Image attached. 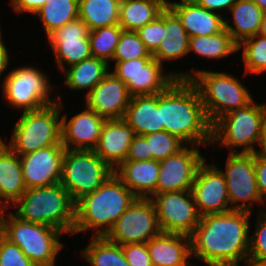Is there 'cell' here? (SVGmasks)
Instances as JSON below:
<instances>
[{
	"label": "cell",
	"instance_id": "6da1fadb",
	"mask_svg": "<svg viewBox=\"0 0 266 266\" xmlns=\"http://www.w3.org/2000/svg\"><path fill=\"white\" fill-rule=\"evenodd\" d=\"M251 212L232 210L200 218L190 235L192 256L208 266H236L249 256Z\"/></svg>",
	"mask_w": 266,
	"mask_h": 266
},
{
	"label": "cell",
	"instance_id": "7a4b0ae2",
	"mask_svg": "<svg viewBox=\"0 0 266 266\" xmlns=\"http://www.w3.org/2000/svg\"><path fill=\"white\" fill-rule=\"evenodd\" d=\"M161 124L164 131L190 145L212 143V125L209 122L200 93L190 80L176 79L158 94Z\"/></svg>",
	"mask_w": 266,
	"mask_h": 266
},
{
	"label": "cell",
	"instance_id": "3957f363",
	"mask_svg": "<svg viewBox=\"0 0 266 266\" xmlns=\"http://www.w3.org/2000/svg\"><path fill=\"white\" fill-rule=\"evenodd\" d=\"M137 197L113 173L96 191L75 204L73 235L95 228L94 236H105ZM101 228V230H98Z\"/></svg>",
	"mask_w": 266,
	"mask_h": 266
},
{
	"label": "cell",
	"instance_id": "277c9868",
	"mask_svg": "<svg viewBox=\"0 0 266 266\" xmlns=\"http://www.w3.org/2000/svg\"><path fill=\"white\" fill-rule=\"evenodd\" d=\"M20 219L45 224L73 235L75 203L69 192L60 184L26 189L15 203Z\"/></svg>",
	"mask_w": 266,
	"mask_h": 266
},
{
	"label": "cell",
	"instance_id": "5b68a950",
	"mask_svg": "<svg viewBox=\"0 0 266 266\" xmlns=\"http://www.w3.org/2000/svg\"><path fill=\"white\" fill-rule=\"evenodd\" d=\"M177 79L190 80L197 87L211 125L253 100L244 85L227 73L196 70L194 74L177 73Z\"/></svg>",
	"mask_w": 266,
	"mask_h": 266
},
{
	"label": "cell",
	"instance_id": "8992f818",
	"mask_svg": "<svg viewBox=\"0 0 266 266\" xmlns=\"http://www.w3.org/2000/svg\"><path fill=\"white\" fill-rule=\"evenodd\" d=\"M61 101L35 111H25L14 125L7 145L13 152L25 155L61 143Z\"/></svg>",
	"mask_w": 266,
	"mask_h": 266
},
{
	"label": "cell",
	"instance_id": "52a82bcc",
	"mask_svg": "<svg viewBox=\"0 0 266 266\" xmlns=\"http://www.w3.org/2000/svg\"><path fill=\"white\" fill-rule=\"evenodd\" d=\"M61 233L64 234L58 228L22 220L14 213L4 218L3 236L17 244L37 266H55V258L63 246L59 241Z\"/></svg>",
	"mask_w": 266,
	"mask_h": 266
},
{
	"label": "cell",
	"instance_id": "ba28073f",
	"mask_svg": "<svg viewBox=\"0 0 266 266\" xmlns=\"http://www.w3.org/2000/svg\"><path fill=\"white\" fill-rule=\"evenodd\" d=\"M113 173L94 150L65 149L60 184L76 204L96 191Z\"/></svg>",
	"mask_w": 266,
	"mask_h": 266
},
{
	"label": "cell",
	"instance_id": "9c48e42d",
	"mask_svg": "<svg viewBox=\"0 0 266 266\" xmlns=\"http://www.w3.org/2000/svg\"><path fill=\"white\" fill-rule=\"evenodd\" d=\"M266 104L257 105L253 100L245 107L220 117L212 125V143L225 147H243L240 153H255L253 144L261 136V124Z\"/></svg>",
	"mask_w": 266,
	"mask_h": 266
},
{
	"label": "cell",
	"instance_id": "30bf717a",
	"mask_svg": "<svg viewBox=\"0 0 266 266\" xmlns=\"http://www.w3.org/2000/svg\"><path fill=\"white\" fill-rule=\"evenodd\" d=\"M45 74L33 67L15 68L4 79V98L14 108L35 111L57 101L49 98L51 87Z\"/></svg>",
	"mask_w": 266,
	"mask_h": 266
},
{
	"label": "cell",
	"instance_id": "8fae6325",
	"mask_svg": "<svg viewBox=\"0 0 266 266\" xmlns=\"http://www.w3.org/2000/svg\"><path fill=\"white\" fill-rule=\"evenodd\" d=\"M223 174L233 210L252 212L253 202L263 203L260 197L255 171V153H229ZM237 203V205H236ZM240 203V204H238Z\"/></svg>",
	"mask_w": 266,
	"mask_h": 266
},
{
	"label": "cell",
	"instance_id": "7c38bea8",
	"mask_svg": "<svg viewBox=\"0 0 266 266\" xmlns=\"http://www.w3.org/2000/svg\"><path fill=\"white\" fill-rule=\"evenodd\" d=\"M161 232L150 198H137L104 236L112 243H147Z\"/></svg>",
	"mask_w": 266,
	"mask_h": 266
},
{
	"label": "cell",
	"instance_id": "4fadbf2b",
	"mask_svg": "<svg viewBox=\"0 0 266 266\" xmlns=\"http://www.w3.org/2000/svg\"><path fill=\"white\" fill-rule=\"evenodd\" d=\"M150 199L161 232L190 236L200 222L191 190L157 193Z\"/></svg>",
	"mask_w": 266,
	"mask_h": 266
},
{
	"label": "cell",
	"instance_id": "5bb4252c",
	"mask_svg": "<svg viewBox=\"0 0 266 266\" xmlns=\"http://www.w3.org/2000/svg\"><path fill=\"white\" fill-rule=\"evenodd\" d=\"M162 65L153 57H142L116 62L112 73L127 85L131 96L155 95L177 79V73L163 74Z\"/></svg>",
	"mask_w": 266,
	"mask_h": 266
},
{
	"label": "cell",
	"instance_id": "9a60e30c",
	"mask_svg": "<svg viewBox=\"0 0 266 266\" xmlns=\"http://www.w3.org/2000/svg\"><path fill=\"white\" fill-rule=\"evenodd\" d=\"M191 192L201 217L233 210V207L229 206L225 178L214 164L206 165L204 161L198 167Z\"/></svg>",
	"mask_w": 266,
	"mask_h": 266
},
{
	"label": "cell",
	"instance_id": "2e32d148",
	"mask_svg": "<svg viewBox=\"0 0 266 266\" xmlns=\"http://www.w3.org/2000/svg\"><path fill=\"white\" fill-rule=\"evenodd\" d=\"M159 161L157 193L191 190L198 167L206 161L196 145Z\"/></svg>",
	"mask_w": 266,
	"mask_h": 266
},
{
	"label": "cell",
	"instance_id": "e0dca14e",
	"mask_svg": "<svg viewBox=\"0 0 266 266\" xmlns=\"http://www.w3.org/2000/svg\"><path fill=\"white\" fill-rule=\"evenodd\" d=\"M89 32L88 26L77 18L48 37L59 69H65V64L68 68L92 57Z\"/></svg>",
	"mask_w": 266,
	"mask_h": 266
},
{
	"label": "cell",
	"instance_id": "ac0fdd59",
	"mask_svg": "<svg viewBox=\"0 0 266 266\" xmlns=\"http://www.w3.org/2000/svg\"><path fill=\"white\" fill-rule=\"evenodd\" d=\"M64 154L63 145H52L20 155L26 189L60 183Z\"/></svg>",
	"mask_w": 266,
	"mask_h": 266
},
{
	"label": "cell",
	"instance_id": "d6986e66",
	"mask_svg": "<svg viewBox=\"0 0 266 266\" xmlns=\"http://www.w3.org/2000/svg\"><path fill=\"white\" fill-rule=\"evenodd\" d=\"M131 97L127 85L109 72L86 94V107L106 120L124 119Z\"/></svg>",
	"mask_w": 266,
	"mask_h": 266
},
{
	"label": "cell",
	"instance_id": "ffe728a7",
	"mask_svg": "<svg viewBox=\"0 0 266 266\" xmlns=\"http://www.w3.org/2000/svg\"><path fill=\"white\" fill-rule=\"evenodd\" d=\"M105 118L86 108L75 114L68 122L61 118V143L69 150H94L98 144ZM75 147L71 148L72 145Z\"/></svg>",
	"mask_w": 266,
	"mask_h": 266
},
{
	"label": "cell",
	"instance_id": "44dd1931",
	"mask_svg": "<svg viewBox=\"0 0 266 266\" xmlns=\"http://www.w3.org/2000/svg\"><path fill=\"white\" fill-rule=\"evenodd\" d=\"M136 133L124 119L105 120L94 151L113 170L126 160Z\"/></svg>",
	"mask_w": 266,
	"mask_h": 266
},
{
	"label": "cell",
	"instance_id": "7402d4cb",
	"mask_svg": "<svg viewBox=\"0 0 266 266\" xmlns=\"http://www.w3.org/2000/svg\"><path fill=\"white\" fill-rule=\"evenodd\" d=\"M167 6L178 16L189 38L215 35L225 29V19L219 13L203 8L194 0L168 1Z\"/></svg>",
	"mask_w": 266,
	"mask_h": 266
},
{
	"label": "cell",
	"instance_id": "603a6c76",
	"mask_svg": "<svg viewBox=\"0 0 266 266\" xmlns=\"http://www.w3.org/2000/svg\"><path fill=\"white\" fill-rule=\"evenodd\" d=\"M159 171L158 160H125L114 174L137 198H151L157 194Z\"/></svg>",
	"mask_w": 266,
	"mask_h": 266
},
{
	"label": "cell",
	"instance_id": "cb8c5ba5",
	"mask_svg": "<svg viewBox=\"0 0 266 266\" xmlns=\"http://www.w3.org/2000/svg\"><path fill=\"white\" fill-rule=\"evenodd\" d=\"M147 247L153 266H187L192 257L190 236L183 234L160 232Z\"/></svg>",
	"mask_w": 266,
	"mask_h": 266
},
{
	"label": "cell",
	"instance_id": "d4e9b609",
	"mask_svg": "<svg viewBox=\"0 0 266 266\" xmlns=\"http://www.w3.org/2000/svg\"><path fill=\"white\" fill-rule=\"evenodd\" d=\"M124 120L134 129L136 135H149L164 131L161 124V108L158 94L132 96Z\"/></svg>",
	"mask_w": 266,
	"mask_h": 266
},
{
	"label": "cell",
	"instance_id": "484cf974",
	"mask_svg": "<svg viewBox=\"0 0 266 266\" xmlns=\"http://www.w3.org/2000/svg\"><path fill=\"white\" fill-rule=\"evenodd\" d=\"M25 191L20 156L0 137V201L9 207L8 204H15Z\"/></svg>",
	"mask_w": 266,
	"mask_h": 266
},
{
	"label": "cell",
	"instance_id": "4316f807",
	"mask_svg": "<svg viewBox=\"0 0 266 266\" xmlns=\"http://www.w3.org/2000/svg\"><path fill=\"white\" fill-rule=\"evenodd\" d=\"M165 38L152 54L160 64L165 60H175L188 54L189 36L178 16L167 6L165 8Z\"/></svg>",
	"mask_w": 266,
	"mask_h": 266
},
{
	"label": "cell",
	"instance_id": "83f0119b",
	"mask_svg": "<svg viewBox=\"0 0 266 266\" xmlns=\"http://www.w3.org/2000/svg\"><path fill=\"white\" fill-rule=\"evenodd\" d=\"M230 10L235 28L225 20V29L238 45L259 33L264 12L252 0H237Z\"/></svg>",
	"mask_w": 266,
	"mask_h": 266
},
{
	"label": "cell",
	"instance_id": "f1b7e54d",
	"mask_svg": "<svg viewBox=\"0 0 266 266\" xmlns=\"http://www.w3.org/2000/svg\"><path fill=\"white\" fill-rule=\"evenodd\" d=\"M168 0H121L119 25L123 30L137 31L154 21L167 7Z\"/></svg>",
	"mask_w": 266,
	"mask_h": 266
},
{
	"label": "cell",
	"instance_id": "f546056e",
	"mask_svg": "<svg viewBox=\"0 0 266 266\" xmlns=\"http://www.w3.org/2000/svg\"><path fill=\"white\" fill-rule=\"evenodd\" d=\"M121 0H79L78 18L94 30L119 25Z\"/></svg>",
	"mask_w": 266,
	"mask_h": 266
},
{
	"label": "cell",
	"instance_id": "4dcf8cb0",
	"mask_svg": "<svg viewBox=\"0 0 266 266\" xmlns=\"http://www.w3.org/2000/svg\"><path fill=\"white\" fill-rule=\"evenodd\" d=\"M108 67L105 60L90 57L65 69L64 83L70 90L89 89L90 92L109 73Z\"/></svg>",
	"mask_w": 266,
	"mask_h": 266
},
{
	"label": "cell",
	"instance_id": "1f68e13d",
	"mask_svg": "<svg viewBox=\"0 0 266 266\" xmlns=\"http://www.w3.org/2000/svg\"><path fill=\"white\" fill-rule=\"evenodd\" d=\"M79 0H47L35 13L40 17L47 38L69 22L78 18Z\"/></svg>",
	"mask_w": 266,
	"mask_h": 266
},
{
	"label": "cell",
	"instance_id": "d6a6232c",
	"mask_svg": "<svg viewBox=\"0 0 266 266\" xmlns=\"http://www.w3.org/2000/svg\"><path fill=\"white\" fill-rule=\"evenodd\" d=\"M239 45L226 29L215 35L189 38L188 52L207 58H223L239 50Z\"/></svg>",
	"mask_w": 266,
	"mask_h": 266
},
{
	"label": "cell",
	"instance_id": "836d02e7",
	"mask_svg": "<svg viewBox=\"0 0 266 266\" xmlns=\"http://www.w3.org/2000/svg\"><path fill=\"white\" fill-rule=\"evenodd\" d=\"M92 239L82 251V257L92 266H129L121 245L110 242L104 236H93Z\"/></svg>",
	"mask_w": 266,
	"mask_h": 266
},
{
	"label": "cell",
	"instance_id": "e575fe53",
	"mask_svg": "<svg viewBox=\"0 0 266 266\" xmlns=\"http://www.w3.org/2000/svg\"><path fill=\"white\" fill-rule=\"evenodd\" d=\"M123 28L120 25L103 27L89 32L92 57L109 63L113 59Z\"/></svg>",
	"mask_w": 266,
	"mask_h": 266
},
{
	"label": "cell",
	"instance_id": "d590c367",
	"mask_svg": "<svg viewBox=\"0 0 266 266\" xmlns=\"http://www.w3.org/2000/svg\"><path fill=\"white\" fill-rule=\"evenodd\" d=\"M239 50L243 48V61L246 72L262 74L266 71V37L255 35L244 40L239 45Z\"/></svg>",
	"mask_w": 266,
	"mask_h": 266
},
{
	"label": "cell",
	"instance_id": "8d00e7d4",
	"mask_svg": "<svg viewBox=\"0 0 266 266\" xmlns=\"http://www.w3.org/2000/svg\"><path fill=\"white\" fill-rule=\"evenodd\" d=\"M152 57L136 31L123 30L112 61L125 62L132 59Z\"/></svg>",
	"mask_w": 266,
	"mask_h": 266
},
{
	"label": "cell",
	"instance_id": "74e56055",
	"mask_svg": "<svg viewBox=\"0 0 266 266\" xmlns=\"http://www.w3.org/2000/svg\"><path fill=\"white\" fill-rule=\"evenodd\" d=\"M144 137L148 142L149 153H152L153 160L161 161L166 159L185 147L181 140L167 131H159L144 135Z\"/></svg>",
	"mask_w": 266,
	"mask_h": 266
},
{
	"label": "cell",
	"instance_id": "f35d334b",
	"mask_svg": "<svg viewBox=\"0 0 266 266\" xmlns=\"http://www.w3.org/2000/svg\"><path fill=\"white\" fill-rule=\"evenodd\" d=\"M136 32L146 49L153 54L159 47L161 40L165 38V9L154 21L144 25Z\"/></svg>",
	"mask_w": 266,
	"mask_h": 266
},
{
	"label": "cell",
	"instance_id": "ab89813d",
	"mask_svg": "<svg viewBox=\"0 0 266 266\" xmlns=\"http://www.w3.org/2000/svg\"><path fill=\"white\" fill-rule=\"evenodd\" d=\"M258 216L254 234L249 237L248 259L254 262L266 263V212L261 211Z\"/></svg>",
	"mask_w": 266,
	"mask_h": 266
},
{
	"label": "cell",
	"instance_id": "60d3db41",
	"mask_svg": "<svg viewBox=\"0 0 266 266\" xmlns=\"http://www.w3.org/2000/svg\"><path fill=\"white\" fill-rule=\"evenodd\" d=\"M0 266H37L17 244L10 242L4 236L0 237Z\"/></svg>",
	"mask_w": 266,
	"mask_h": 266
},
{
	"label": "cell",
	"instance_id": "b9f144b4",
	"mask_svg": "<svg viewBox=\"0 0 266 266\" xmlns=\"http://www.w3.org/2000/svg\"><path fill=\"white\" fill-rule=\"evenodd\" d=\"M121 247L129 266H153L147 243H127Z\"/></svg>",
	"mask_w": 266,
	"mask_h": 266
},
{
	"label": "cell",
	"instance_id": "7bdbcfd3",
	"mask_svg": "<svg viewBox=\"0 0 266 266\" xmlns=\"http://www.w3.org/2000/svg\"><path fill=\"white\" fill-rule=\"evenodd\" d=\"M126 160H152V153H149L148 142L144 136L136 135L134 137Z\"/></svg>",
	"mask_w": 266,
	"mask_h": 266
},
{
	"label": "cell",
	"instance_id": "ee69618b",
	"mask_svg": "<svg viewBox=\"0 0 266 266\" xmlns=\"http://www.w3.org/2000/svg\"><path fill=\"white\" fill-rule=\"evenodd\" d=\"M255 171L260 197L263 200V205L266 200V156L255 153Z\"/></svg>",
	"mask_w": 266,
	"mask_h": 266
},
{
	"label": "cell",
	"instance_id": "f6af8a7d",
	"mask_svg": "<svg viewBox=\"0 0 266 266\" xmlns=\"http://www.w3.org/2000/svg\"><path fill=\"white\" fill-rule=\"evenodd\" d=\"M47 0H11V6L18 13H35L46 3Z\"/></svg>",
	"mask_w": 266,
	"mask_h": 266
},
{
	"label": "cell",
	"instance_id": "bcb514c9",
	"mask_svg": "<svg viewBox=\"0 0 266 266\" xmlns=\"http://www.w3.org/2000/svg\"><path fill=\"white\" fill-rule=\"evenodd\" d=\"M203 8L215 12L226 8H230L237 2V0H194Z\"/></svg>",
	"mask_w": 266,
	"mask_h": 266
},
{
	"label": "cell",
	"instance_id": "7dc6e473",
	"mask_svg": "<svg viewBox=\"0 0 266 266\" xmlns=\"http://www.w3.org/2000/svg\"><path fill=\"white\" fill-rule=\"evenodd\" d=\"M259 145L261 146V149L256 150L255 153H259L266 156V105L264 106Z\"/></svg>",
	"mask_w": 266,
	"mask_h": 266
},
{
	"label": "cell",
	"instance_id": "c3c4849f",
	"mask_svg": "<svg viewBox=\"0 0 266 266\" xmlns=\"http://www.w3.org/2000/svg\"><path fill=\"white\" fill-rule=\"evenodd\" d=\"M8 51L4 45L3 40H0V78L2 73L6 70L9 63Z\"/></svg>",
	"mask_w": 266,
	"mask_h": 266
},
{
	"label": "cell",
	"instance_id": "681fc988",
	"mask_svg": "<svg viewBox=\"0 0 266 266\" xmlns=\"http://www.w3.org/2000/svg\"><path fill=\"white\" fill-rule=\"evenodd\" d=\"M0 204L2 205H0L1 207H0V237H2L3 236V230H4V218H5V207H7L3 202H1L0 201Z\"/></svg>",
	"mask_w": 266,
	"mask_h": 266
},
{
	"label": "cell",
	"instance_id": "f907efd6",
	"mask_svg": "<svg viewBox=\"0 0 266 266\" xmlns=\"http://www.w3.org/2000/svg\"><path fill=\"white\" fill-rule=\"evenodd\" d=\"M258 34L266 37V14L262 18L261 28Z\"/></svg>",
	"mask_w": 266,
	"mask_h": 266
},
{
	"label": "cell",
	"instance_id": "816d5d0a",
	"mask_svg": "<svg viewBox=\"0 0 266 266\" xmlns=\"http://www.w3.org/2000/svg\"><path fill=\"white\" fill-rule=\"evenodd\" d=\"M256 5H258L266 14V0H252Z\"/></svg>",
	"mask_w": 266,
	"mask_h": 266
},
{
	"label": "cell",
	"instance_id": "f5cc1de1",
	"mask_svg": "<svg viewBox=\"0 0 266 266\" xmlns=\"http://www.w3.org/2000/svg\"><path fill=\"white\" fill-rule=\"evenodd\" d=\"M247 262V263H246ZM245 263L247 264V266H266V263H259V262H254V261H251L249 259H247L245 261ZM236 266H239V264H237Z\"/></svg>",
	"mask_w": 266,
	"mask_h": 266
},
{
	"label": "cell",
	"instance_id": "db71d44e",
	"mask_svg": "<svg viewBox=\"0 0 266 266\" xmlns=\"http://www.w3.org/2000/svg\"><path fill=\"white\" fill-rule=\"evenodd\" d=\"M1 33H2V31L0 30V40L2 39V34Z\"/></svg>",
	"mask_w": 266,
	"mask_h": 266
}]
</instances>
